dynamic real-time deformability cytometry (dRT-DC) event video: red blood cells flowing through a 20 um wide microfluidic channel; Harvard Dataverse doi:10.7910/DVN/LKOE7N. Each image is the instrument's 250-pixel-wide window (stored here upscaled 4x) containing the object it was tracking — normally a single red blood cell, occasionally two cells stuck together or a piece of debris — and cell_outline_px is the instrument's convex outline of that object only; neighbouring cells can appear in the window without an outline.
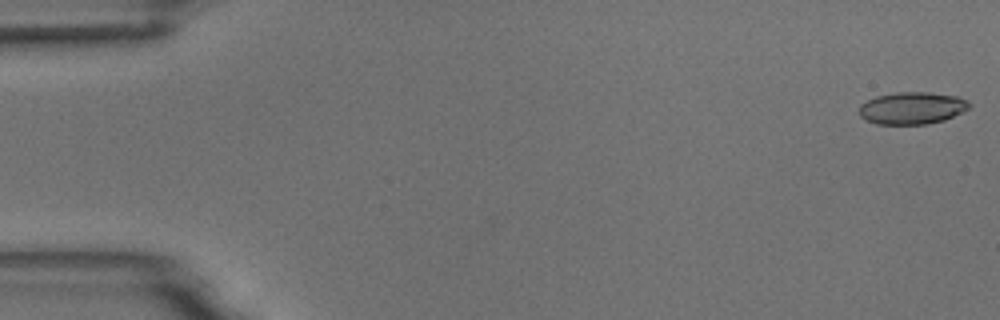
{"species": "common noctule bat (a hibernating species)", "species_latin": "Nyctalus noctula", "temperature_condition": "room temperature", "stored_images_in_passage": 5, "camera_frame_rate_fps": 3000, "um_per_image_px": 0.085, "animal": {"sex": "male", "body_mass_g": 18.8}, "frame": {"image": 1, "passage_image": 1, "time_ms": 0.0, "image_size_px": [1000, 320], "cell_outline_px": [[972, 104], [968, 108], [944, 120], [924, 124], [876, 124], [860, 116], [860, 104], [876, 96], [896, 92], [928, 92], [956, 96], [968, 100]], "centroid_in_image_um": [77.52, 9.17], "position_along_channel_um": 7.5, "area_um2": 20.46}}
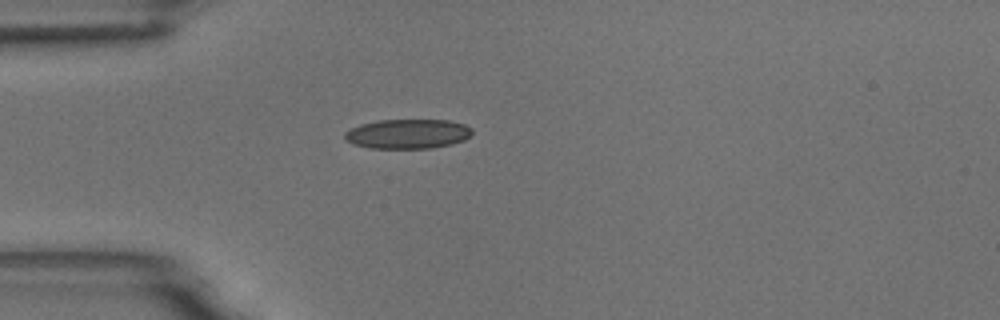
{"frame": {"image": 2, "passage_image": 5, "time_ms": 4.667, "image_size_px": [1000, 320], "cell_outline_px": [[472, 132], [464, 140], [452, 144], [432, 148], [372, 148], [352, 144], [344, 140], [344, 132], [360, 124], [376, 120], [448, 120], [464, 124], [472, 128]], "centroid_in_image_um": [34.63, 11.38], "position_along_channel_um": 50.4, "area_um2": 22.02}}